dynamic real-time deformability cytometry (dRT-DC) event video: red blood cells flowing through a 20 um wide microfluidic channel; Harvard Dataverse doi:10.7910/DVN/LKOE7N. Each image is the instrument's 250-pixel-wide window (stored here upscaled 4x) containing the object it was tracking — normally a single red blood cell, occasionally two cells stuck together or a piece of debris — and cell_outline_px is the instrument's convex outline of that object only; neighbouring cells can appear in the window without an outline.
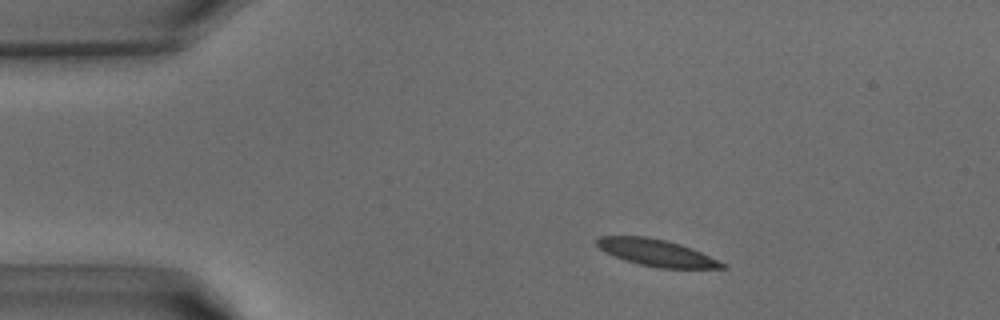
{"species": "common noctule bat (a hibernating species)", "species_latin": "Nyctalus noctula", "temperature_condition": "warm", "stored_images_in_passage": 37, "camera_frame_rate_fps": 3000, "um_per_image_px": 0.085, "animal": {"sex": "male", "body_mass_g": 15.6}, "frame": {"image": 1, "passage_image": 4, "time_ms": 1.0, "image_size_px": [1000, 320], "cell_outline_px": [[728, 268], [660, 268], [640, 264], [624, 260], [604, 252], [596, 244], [596, 240], [600, 236], [648, 236], [680, 244], [700, 252], [728, 264]], "centroid_in_image_um": [55.8, 21.48], "position_along_channel_um": 29.2, "area_um2": 19.48}}
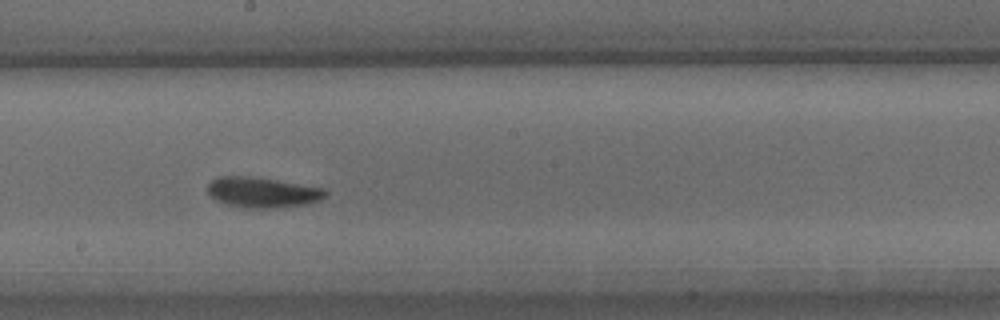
{"frame": {"image": 2, "passage_image": 19, "time_ms": 6.0, "image_size_px": [1000, 320], "cell_outline_px": [[328, 192], [320, 200], [308, 204], [288, 208], [244, 208], [228, 204], [216, 200], [208, 192], [208, 184], [216, 176], [252, 176], [324, 188]], "centroid_in_image_um": [22.33, 16.36], "position_along_channel_um": 225.9, "area_um2": 21.04}}
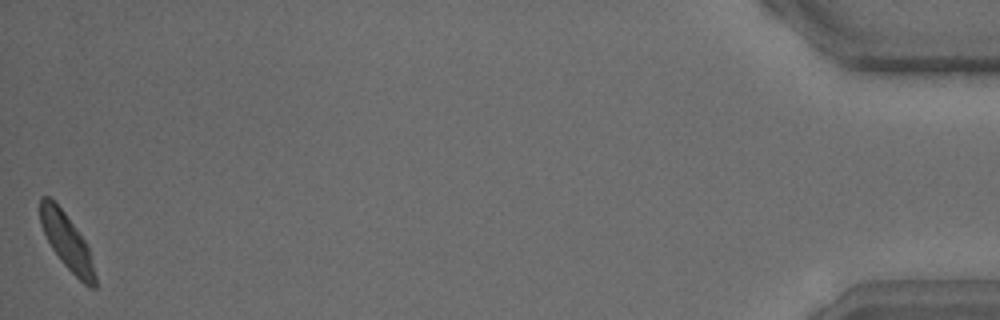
{"frame": {"image": 3, "passage_image": 37, "time_ms": 12.0, "image_size_px": [1000, 320], "cell_outline_px": [[96, 288], [92, 288], [84, 284], [60, 260], [52, 248], [40, 224], [40, 196], [48, 196], [64, 212], [84, 240], [88, 248], [96, 276]], "centroid_in_image_um": [5.68, 20.54], "position_along_channel_um": 429.5, "area_um2": 17.4}}